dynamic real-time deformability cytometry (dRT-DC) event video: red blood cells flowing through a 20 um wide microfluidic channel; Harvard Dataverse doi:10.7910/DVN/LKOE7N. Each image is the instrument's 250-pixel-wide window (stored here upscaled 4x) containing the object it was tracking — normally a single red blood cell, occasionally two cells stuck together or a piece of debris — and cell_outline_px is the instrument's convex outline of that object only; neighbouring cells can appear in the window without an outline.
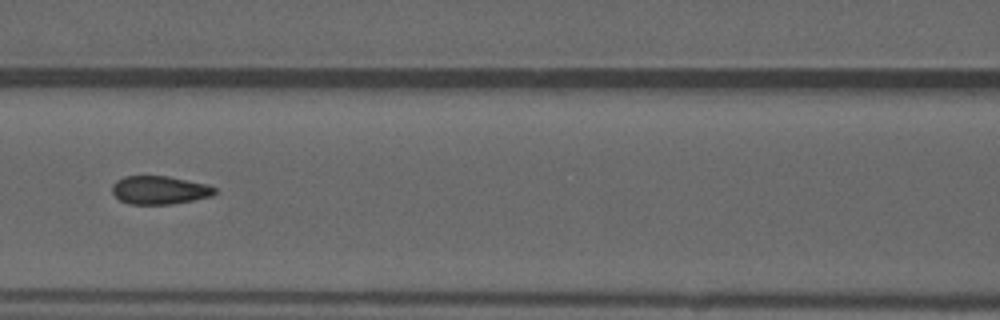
{"species": "common noctule bat (a hibernating species)", "species_latin": "Nyctalus noctula", "temperature_condition": "warm", "stored_images_in_passage": 52, "camera_frame_rate_fps": 3000, "um_per_image_px": 0.085, "animal": {"sex": "male", "forearm_length_mm": 52.5}, "frame": {"image": 1, "passage_image": 23, "time_ms": 7.333, "image_size_px": [1000, 320], "cell_outline_px": [[216, 192], [212, 196], [172, 204], [128, 204], [120, 200], [112, 192], [112, 184], [116, 180], [124, 176], [168, 176], [208, 184], [216, 188]], "centroid_in_image_um": [13.56, 16.15], "position_along_channel_um": 153.0, "area_um2": 16.99}, "authors_computed_cell_mechanics": {"area_um2": 17.629, "velocity_mm_per_s": 3.9407, "shape_relaxation_time_tau1_ms": null, "shape_relaxation_time_tau2_ms": 0.7532, "deformation_change_tau1": null, "deformation_change_tau2": 0.0676}}